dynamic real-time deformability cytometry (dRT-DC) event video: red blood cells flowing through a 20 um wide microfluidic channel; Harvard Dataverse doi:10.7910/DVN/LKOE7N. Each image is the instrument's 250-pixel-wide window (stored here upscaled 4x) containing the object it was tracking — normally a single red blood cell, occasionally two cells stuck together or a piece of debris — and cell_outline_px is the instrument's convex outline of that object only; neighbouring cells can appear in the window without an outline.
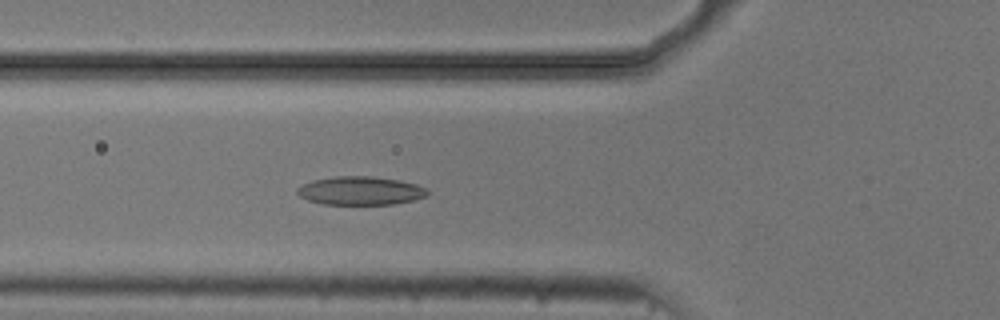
{"species": "common noctule bat (a hibernating species)", "species_latin": "Nyctalus noctula", "temperature_condition": "cold", "stored_images_in_passage": 55, "camera_frame_rate_fps": 3000, "um_per_image_px": 0.085, "animal": {"sex": "male", "body_mass_g": 20.5, "forearm_length_mm": 52.5}, "frame": {"image": 1, "passage_image": 20, "time_ms": 6.333, "image_size_px": [1000, 320], "cell_outline_px": [[428, 196], [412, 200], [392, 204], [324, 204], [308, 200], [300, 196], [296, 192], [296, 188], [312, 180], [336, 176], [372, 176], [400, 180], [416, 184], [428, 188]], "centroid_in_image_um": [30.65, 16.2], "position_along_channel_um": 95.1, "area_um2": 21.62}}
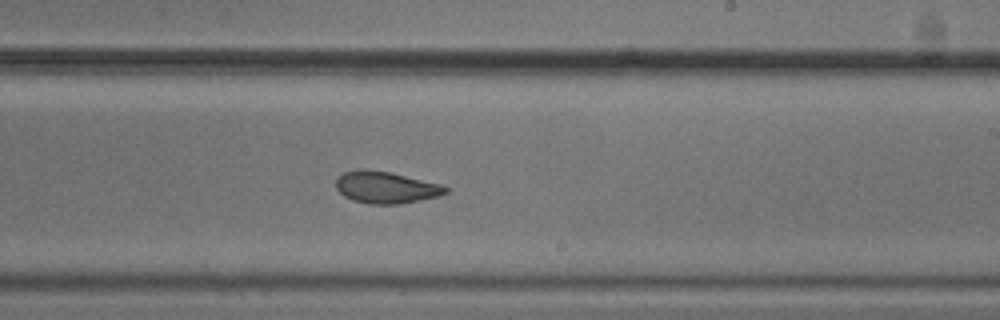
{"frame": {"image": 2, "passage_image": 33, "time_ms": 10.667, "image_size_px": [1000, 320], "cell_outline_px": [[448, 192], [440, 196], [400, 204], [368, 204], [352, 200], [344, 196], [336, 188], [336, 180], [344, 172], [388, 172], [440, 184], [448, 188]], "centroid_in_image_um": [32.84, 15.98], "position_along_channel_um": 256.2, "area_um2": 19.59}}
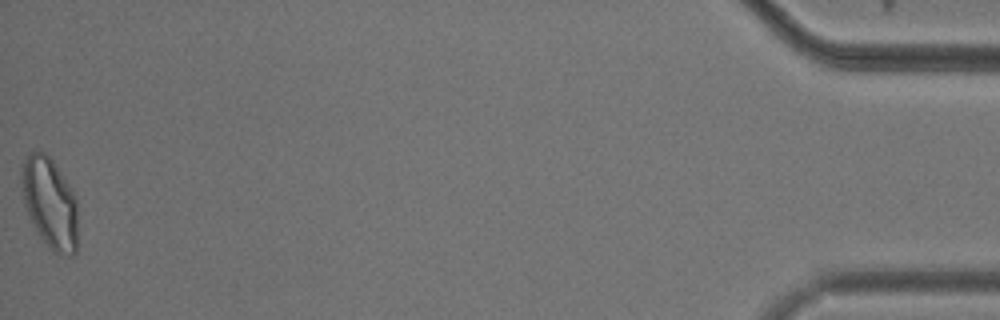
{"frame": {"image": 3, "passage_image": 55, "time_ms": 18.0, "image_size_px": [1000, 320], "cell_outline_px": [[76, 252], [72, 256], [60, 256], [52, 252], [40, 236], [24, 204], [20, 184], [20, 168], [28, 152], [32, 148], [44, 152], [52, 160], [72, 188], [76, 200]], "centroid_in_image_um": [4.21, 17.21], "position_along_channel_um": 431.0, "area_um2": 30.06}, "authors_computed_cell_mechanics": {"area_um2": 22.0796, "velocity_mm_per_s": 3.708, "shape_relaxation_time_tau1_ms": 4.8911, "shape_relaxation_time_tau2_ms": 3.0789, "deformation_change_tau1": 0.1243, "deformation_change_tau2": 0.0821}}